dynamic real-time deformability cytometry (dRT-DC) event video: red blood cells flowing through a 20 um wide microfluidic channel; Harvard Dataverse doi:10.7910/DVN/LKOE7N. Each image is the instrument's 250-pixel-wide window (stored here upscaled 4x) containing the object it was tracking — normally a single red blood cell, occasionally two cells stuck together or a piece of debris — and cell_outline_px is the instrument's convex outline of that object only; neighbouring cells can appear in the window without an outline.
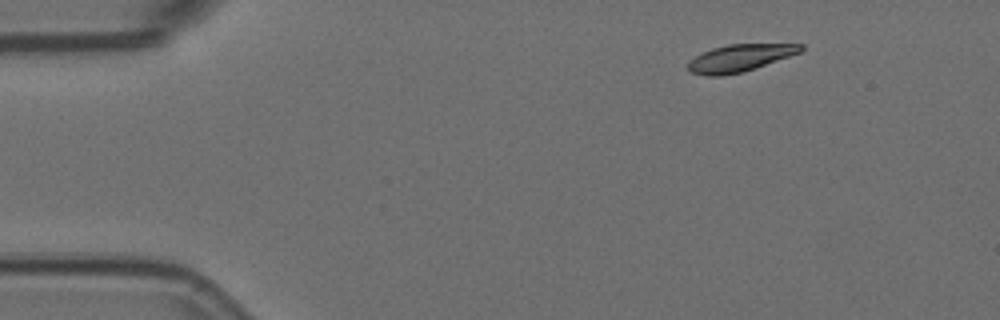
{"species": "Egyptian fruit bat (a non-hibernating species)", "species_latin": "Rousettus aegyptiacus", "temperature_condition": "room temperature", "stored_images_in_passage": 5, "camera_frame_rate_fps": 3000, "um_per_image_px": 0.085, "animal": {"sex": "female"}, "frame": {"image": 1, "passage_image": 1, "time_ms": 0.0, "image_size_px": [1000, 320], "cell_outline_px": [[804, 48], [800, 52], [744, 72], [720, 76], [708, 76], [688, 72], [688, 60], [700, 52], [712, 48], [728, 44], [804, 44]], "centroid_in_image_um": [62.81, 4.93], "position_along_channel_um": 22.2, "area_um2": 17.98}}
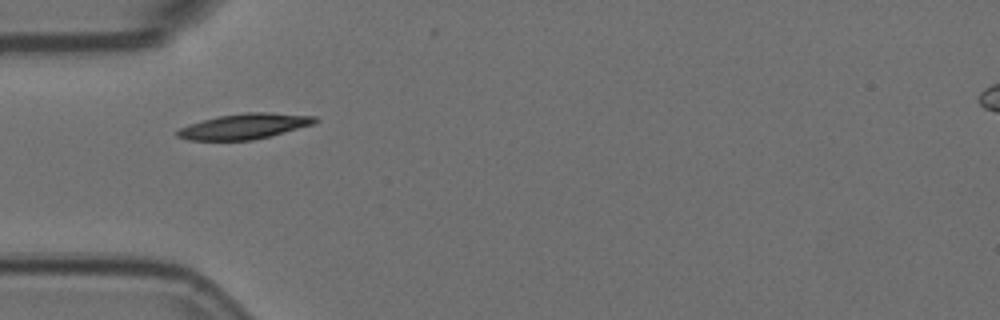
{"frame": {"image": 2, "passage_image": 4, "time_ms": 1.0, "image_size_px": [1000, 320], "cell_outline_px": [[320, 120], [312, 124], [268, 136], [252, 140], [188, 140], [176, 136], [176, 132], [180, 128], [188, 124], [220, 116], [248, 112], [268, 112], [316, 116]], "centroid_in_image_um": [20.76, 10.73], "position_along_channel_um": 64.2, "area_um2": 20.06}}
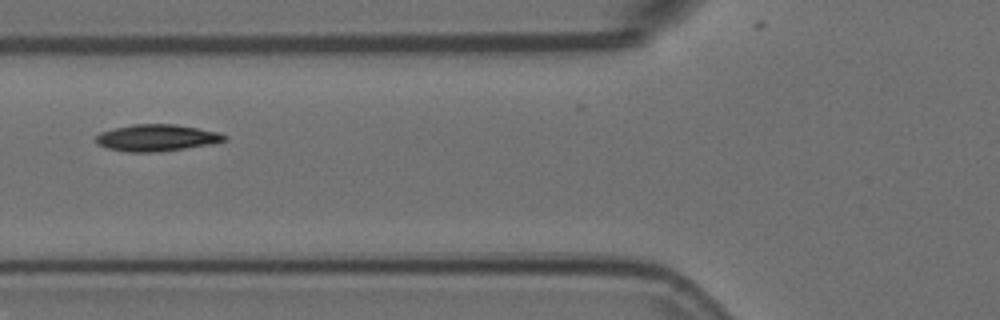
{"frame": {"image": 3, "passage_image": 5, "time_ms": 1.333, "image_size_px": [1000, 320], "cell_outline_px": [[228, 140], [212, 144], [160, 152], [128, 152], [108, 148], [100, 144], [96, 140], [96, 136], [100, 132], [112, 128], [132, 124], [176, 124], [216, 132], [228, 136]], "centroid_in_image_um": [13.33, 11.71], "position_along_channel_um": 112.5, "area_um2": 20.0}}